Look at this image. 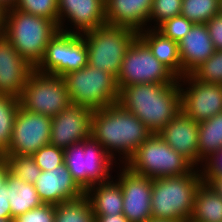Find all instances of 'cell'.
<instances>
[{
	"instance_id": "obj_12",
	"label": "cell",
	"mask_w": 222,
	"mask_h": 222,
	"mask_svg": "<svg viewBox=\"0 0 222 222\" xmlns=\"http://www.w3.org/2000/svg\"><path fill=\"white\" fill-rule=\"evenodd\" d=\"M51 126V117L27 111L20 105L14 119L9 148L2 155L32 156L49 144Z\"/></svg>"
},
{
	"instance_id": "obj_29",
	"label": "cell",
	"mask_w": 222,
	"mask_h": 222,
	"mask_svg": "<svg viewBox=\"0 0 222 222\" xmlns=\"http://www.w3.org/2000/svg\"><path fill=\"white\" fill-rule=\"evenodd\" d=\"M220 0H183L181 15L196 23L206 24L219 14Z\"/></svg>"
},
{
	"instance_id": "obj_21",
	"label": "cell",
	"mask_w": 222,
	"mask_h": 222,
	"mask_svg": "<svg viewBox=\"0 0 222 222\" xmlns=\"http://www.w3.org/2000/svg\"><path fill=\"white\" fill-rule=\"evenodd\" d=\"M182 77L190 75L216 51L206 24L196 23L178 42Z\"/></svg>"
},
{
	"instance_id": "obj_9",
	"label": "cell",
	"mask_w": 222,
	"mask_h": 222,
	"mask_svg": "<svg viewBox=\"0 0 222 222\" xmlns=\"http://www.w3.org/2000/svg\"><path fill=\"white\" fill-rule=\"evenodd\" d=\"M71 103L63 77L34 69L26 82L20 105L27 111L49 117L58 115Z\"/></svg>"
},
{
	"instance_id": "obj_23",
	"label": "cell",
	"mask_w": 222,
	"mask_h": 222,
	"mask_svg": "<svg viewBox=\"0 0 222 222\" xmlns=\"http://www.w3.org/2000/svg\"><path fill=\"white\" fill-rule=\"evenodd\" d=\"M85 195L95 215L123 214L122 189L114 177L107 182L94 184Z\"/></svg>"
},
{
	"instance_id": "obj_25",
	"label": "cell",
	"mask_w": 222,
	"mask_h": 222,
	"mask_svg": "<svg viewBox=\"0 0 222 222\" xmlns=\"http://www.w3.org/2000/svg\"><path fill=\"white\" fill-rule=\"evenodd\" d=\"M188 222H222V196L203 181L196 190Z\"/></svg>"
},
{
	"instance_id": "obj_37",
	"label": "cell",
	"mask_w": 222,
	"mask_h": 222,
	"mask_svg": "<svg viewBox=\"0 0 222 222\" xmlns=\"http://www.w3.org/2000/svg\"><path fill=\"white\" fill-rule=\"evenodd\" d=\"M199 169L201 177L222 176V146L217 152L205 159Z\"/></svg>"
},
{
	"instance_id": "obj_28",
	"label": "cell",
	"mask_w": 222,
	"mask_h": 222,
	"mask_svg": "<svg viewBox=\"0 0 222 222\" xmlns=\"http://www.w3.org/2000/svg\"><path fill=\"white\" fill-rule=\"evenodd\" d=\"M20 98L0 94V156L9 148Z\"/></svg>"
},
{
	"instance_id": "obj_22",
	"label": "cell",
	"mask_w": 222,
	"mask_h": 222,
	"mask_svg": "<svg viewBox=\"0 0 222 222\" xmlns=\"http://www.w3.org/2000/svg\"><path fill=\"white\" fill-rule=\"evenodd\" d=\"M138 37L148 46L154 57L178 79L182 77V65L178 42L165 37L157 29L147 28Z\"/></svg>"
},
{
	"instance_id": "obj_8",
	"label": "cell",
	"mask_w": 222,
	"mask_h": 222,
	"mask_svg": "<svg viewBox=\"0 0 222 222\" xmlns=\"http://www.w3.org/2000/svg\"><path fill=\"white\" fill-rule=\"evenodd\" d=\"M88 48V64L116 78L127 49L138 33L126 27L103 24L82 34Z\"/></svg>"
},
{
	"instance_id": "obj_13",
	"label": "cell",
	"mask_w": 222,
	"mask_h": 222,
	"mask_svg": "<svg viewBox=\"0 0 222 222\" xmlns=\"http://www.w3.org/2000/svg\"><path fill=\"white\" fill-rule=\"evenodd\" d=\"M181 111L197 123L222 112L221 84L204 83L191 74L179 78Z\"/></svg>"
},
{
	"instance_id": "obj_27",
	"label": "cell",
	"mask_w": 222,
	"mask_h": 222,
	"mask_svg": "<svg viewBox=\"0 0 222 222\" xmlns=\"http://www.w3.org/2000/svg\"><path fill=\"white\" fill-rule=\"evenodd\" d=\"M54 222H95L88 197L84 194L75 200L55 205Z\"/></svg>"
},
{
	"instance_id": "obj_4",
	"label": "cell",
	"mask_w": 222,
	"mask_h": 222,
	"mask_svg": "<svg viewBox=\"0 0 222 222\" xmlns=\"http://www.w3.org/2000/svg\"><path fill=\"white\" fill-rule=\"evenodd\" d=\"M199 168L189 174L153 179L151 196L152 219L183 220L188 222L195 193L202 182Z\"/></svg>"
},
{
	"instance_id": "obj_40",
	"label": "cell",
	"mask_w": 222,
	"mask_h": 222,
	"mask_svg": "<svg viewBox=\"0 0 222 222\" xmlns=\"http://www.w3.org/2000/svg\"><path fill=\"white\" fill-rule=\"evenodd\" d=\"M203 182L210 186L217 194L222 196V176L202 177Z\"/></svg>"
},
{
	"instance_id": "obj_39",
	"label": "cell",
	"mask_w": 222,
	"mask_h": 222,
	"mask_svg": "<svg viewBox=\"0 0 222 222\" xmlns=\"http://www.w3.org/2000/svg\"><path fill=\"white\" fill-rule=\"evenodd\" d=\"M8 187L3 185L0 191V218H12L8 199Z\"/></svg>"
},
{
	"instance_id": "obj_10",
	"label": "cell",
	"mask_w": 222,
	"mask_h": 222,
	"mask_svg": "<svg viewBox=\"0 0 222 222\" xmlns=\"http://www.w3.org/2000/svg\"><path fill=\"white\" fill-rule=\"evenodd\" d=\"M178 78L159 62L148 46L137 36L127 49L117 77L119 91L144 83L170 84Z\"/></svg>"
},
{
	"instance_id": "obj_46",
	"label": "cell",
	"mask_w": 222,
	"mask_h": 222,
	"mask_svg": "<svg viewBox=\"0 0 222 222\" xmlns=\"http://www.w3.org/2000/svg\"><path fill=\"white\" fill-rule=\"evenodd\" d=\"M3 22V10L0 8V25H2Z\"/></svg>"
},
{
	"instance_id": "obj_32",
	"label": "cell",
	"mask_w": 222,
	"mask_h": 222,
	"mask_svg": "<svg viewBox=\"0 0 222 222\" xmlns=\"http://www.w3.org/2000/svg\"><path fill=\"white\" fill-rule=\"evenodd\" d=\"M191 75L204 83L222 84V50H216Z\"/></svg>"
},
{
	"instance_id": "obj_11",
	"label": "cell",
	"mask_w": 222,
	"mask_h": 222,
	"mask_svg": "<svg viewBox=\"0 0 222 222\" xmlns=\"http://www.w3.org/2000/svg\"><path fill=\"white\" fill-rule=\"evenodd\" d=\"M88 64V48L82 34L58 31L49 41L44 57L35 68L40 73L63 77Z\"/></svg>"
},
{
	"instance_id": "obj_42",
	"label": "cell",
	"mask_w": 222,
	"mask_h": 222,
	"mask_svg": "<svg viewBox=\"0 0 222 222\" xmlns=\"http://www.w3.org/2000/svg\"><path fill=\"white\" fill-rule=\"evenodd\" d=\"M10 169L4 158L0 157V191L1 187L6 184Z\"/></svg>"
},
{
	"instance_id": "obj_7",
	"label": "cell",
	"mask_w": 222,
	"mask_h": 222,
	"mask_svg": "<svg viewBox=\"0 0 222 222\" xmlns=\"http://www.w3.org/2000/svg\"><path fill=\"white\" fill-rule=\"evenodd\" d=\"M131 171L157 179L189 174L195 167L157 133L144 141L125 163Z\"/></svg>"
},
{
	"instance_id": "obj_6",
	"label": "cell",
	"mask_w": 222,
	"mask_h": 222,
	"mask_svg": "<svg viewBox=\"0 0 222 222\" xmlns=\"http://www.w3.org/2000/svg\"><path fill=\"white\" fill-rule=\"evenodd\" d=\"M71 103L100 110L118 103L117 78L87 64L63 76Z\"/></svg>"
},
{
	"instance_id": "obj_47",
	"label": "cell",
	"mask_w": 222,
	"mask_h": 222,
	"mask_svg": "<svg viewBox=\"0 0 222 222\" xmlns=\"http://www.w3.org/2000/svg\"><path fill=\"white\" fill-rule=\"evenodd\" d=\"M219 14L222 16V0H220L219 4Z\"/></svg>"
},
{
	"instance_id": "obj_15",
	"label": "cell",
	"mask_w": 222,
	"mask_h": 222,
	"mask_svg": "<svg viewBox=\"0 0 222 222\" xmlns=\"http://www.w3.org/2000/svg\"><path fill=\"white\" fill-rule=\"evenodd\" d=\"M59 30L83 34L106 24L104 0H57Z\"/></svg>"
},
{
	"instance_id": "obj_44",
	"label": "cell",
	"mask_w": 222,
	"mask_h": 222,
	"mask_svg": "<svg viewBox=\"0 0 222 222\" xmlns=\"http://www.w3.org/2000/svg\"><path fill=\"white\" fill-rule=\"evenodd\" d=\"M147 222H186V221H183V220H165V219H150L149 221Z\"/></svg>"
},
{
	"instance_id": "obj_2",
	"label": "cell",
	"mask_w": 222,
	"mask_h": 222,
	"mask_svg": "<svg viewBox=\"0 0 222 222\" xmlns=\"http://www.w3.org/2000/svg\"><path fill=\"white\" fill-rule=\"evenodd\" d=\"M118 103L152 133H159L181 111L179 79L170 84L128 85L119 91Z\"/></svg>"
},
{
	"instance_id": "obj_36",
	"label": "cell",
	"mask_w": 222,
	"mask_h": 222,
	"mask_svg": "<svg viewBox=\"0 0 222 222\" xmlns=\"http://www.w3.org/2000/svg\"><path fill=\"white\" fill-rule=\"evenodd\" d=\"M55 205L42 204L17 216L13 222H54Z\"/></svg>"
},
{
	"instance_id": "obj_43",
	"label": "cell",
	"mask_w": 222,
	"mask_h": 222,
	"mask_svg": "<svg viewBox=\"0 0 222 222\" xmlns=\"http://www.w3.org/2000/svg\"><path fill=\"white\" fill-rule=\"evenodd\" d=\"M16 4L17 0H0V8L3 11L14 8Z\"/></svg>"
},
{
	"instance_id": "obj_41",
	"label": "cell",
	"mask_w": 222,
	"mask_h": 222,
	"mask_svg": "<svg viewBox=\"0 0 222 222\" xmlns=\"http://www.w3.org/2000/svg\"><path fill=\"white\" fill-rule=\"evenodd\" d=\"M95 222H130L123 214L95 215Z\"/></svg>"
},
{
	"instance_id": "obj_35",
	"label": "cell",
	"mask_w": 222,
	"mask_h": 222,
	"mask_svg": "<svg viewBox=\"0 0 222 222\" xmlns=\"http://www.w3.org/2000/svg\"><path fill=\"white\" fill-rule=\"evenodd\" d=\"M193 25L194 23L186 17L178 15L166 20L157 28V30L165 37L170 38L175 42H179L191 30Z\"/></svg>"
},
{
	"instance_id": "obj_38",
	"label": "cell",
	"mask_w": 222,
	"mask_h": 222,
	"mask_svg": "<svg viewBox=\"0 0 222 222\" xmlns=\"http://www.w3.org/2000/svg\"><path fill=\"white\" fill-rule=\"evenodd\" d=\"M206 25L215 50H222V16L216 15Z\"/></svg>"
},
{
	"instance_id": "obj_48",
	"label": "cell",
	"mask_w": 222,
	"mask_h": 222,
	"mask_svg": "<svg viewBox=\"0 0 222 222\" xmlns=\"http://www.w3.org/2000/svg\"><path fill=\"white\" fill-rule=\"evenodd\" d=\"M2 33V25H0V34Z\"/></svg>"
},
{
	"instance_id": "obj_45",
	"label": "cell",
	"mask_w": 222,
	"mask_h": 222,
	"mask_svg": "<svg viewBox=\"0 0 222 222\" xmlns=\"http://www.w3.org/2000/svg\"><path fill=\"white\" fill-rule=\"evenodd\" d=\"M13 218H0V222H13Z\"/></svg>"
},
{
	"instance_id": "obj_34",
	"label": "cell",
	"mask_w": 222,
	"mask_h": 222,
	"mask_svg": "<svg viewBox=\"0 0 222 222\" xmlns=\"http://www.w3.org/2000/svg\"><path fill=\"white\" fill-rule=\"evenodd\" d=\"M41 171H50L64 163V149L46 144L32 155Z\"/></svg>"
},
{
	"instance_id": "obj_16",
	"label": "cell",
	"mask_w": 222,
	"mask_h": 222,
	"mask_svg": "<svg viewBox=\"0 0 222 222\" xmlns=\"http://www.w3.org/2000/svg\"><path fill=\"white\" fill-rule=\"evenodd\" d=\"M93 110L70 103L58 115L52 117L50 144L68 148L91 137Z\"/></svg>"
},
{
	"instance_id": "obj_20",
	"label": "cell",
	"mask_w": 222,
	"mask_h": 222,
	"mask_svg": "<svg viewBox=\"0 0 222 222\" xmlns=\"http://www.w3.org/2000/svg\"><path fill=\"white\" fill-rule=\"evenodd\" d=\"M153 0H107V24L126 27L139 33L148 28Z\"/></svg>"
},
{
	"instance_id": "obj_30",
	"label": "cell",
	"mask_w": 222,
	"mask_h": 222,
	"mask_svg": "<svg viewBox=\"0 0 222 222\" xmlns=\"http://www.w3.org/2000/svg\"><path fill=\"white\" fill-rule=\"evenodd\" d=\"M8 163L10 173L24 182L34 184L40 176L41 169L32 156L1 155Z\"/></svg>"
},
{
	"instance_id": "obj_3",
	"label": "cell",
	"mask_w": 222,
	"mask_h": 222,
	"mask_svg": "<svg viewBox=\"0 0 222 222\" xmlns=\"http://www.w3.org/2000/svg\"><path fill=\"white\" fill-rule=\"evenodd\" d=\"M59 31L56 22L19 9L3 11L2 33L33 67L42 61L49 41Z\"/></svg>"
},
{
	"instance_id": "obj_18",
	"label": "cell",
	"mask_w": 222,
	"mask_h": 222,
	"mask_svg": "<svg viewBox=\"0 0 222 222\" xmlns=\"http://www.w3.org/2000/svg\"><path fill=\"white\" fill-rule=\"evenodd\" d=\"M34 187L43 204L57 205L85 194L72 178L65 163L50 171H41Z\"/></svg>"
},
{
	"instance_id": "obj_1",
	"label": "cell",
	"mask_w": 222,
	"mask_h": 222,
	"mask_svg": "<svg viewBox=\"0 0 222 222\" xmlns=\"http://www.w3.org/2000/svg\"><path fill=\"white\" fill-rule=\"evenodd\" d=\"M151 135L152 132L146 125L119 103L93 111L91 137L99 142L119 165H125Z\"/></svg>"
},
{
	"instance_id": "obj_33",
	"label": "cell",
	"mask_w": 222,
	"mask_h": 222,
	"mask_svg": "<svg viewBox=\"0 0 222 222\" xmlns=\"http://www.w3.org/2000/svg\"><path fill=\"white\" fill-rule=\"evenodd\" d=\"M15 8L35 16L45 17L58 24L57 0H17Z\"/></svg>"
},
{
	"instance_id": "obj_5",
	"label": "cell",
	"mask_w": 222,
	"mask_h": 222,
	"mask_svg": "<svg viewBox=\"0 0 222 222\" xmlns=\"http://www.w3.org/2000/svg\"><path fill=\"white\" fill-rule=\"evenodd\" d=\"M64 163L84 192L94 184L111 180L119 165L92 137L65 148Z\"/></svg>"
},
{
	"instance_id": "obj_24",
	"label": "cell",
	"mask_w": 222,
	"mask_h": 222,
	"mask_svg": "<svg viewBox=\"0 0 222 222\" xmlns=\"http://www.w3.org/2000/svg\"><path fill=\"white\" fill-rule=\"evenodd\" d=\"M6 185L13 219L43 204L34 184L24 182L9 172Z\"/></svg>"
},
{
	"instance_id": "obj_17",
	"label": "cell",
	"mask_w": 222,
	"mask_h": 222,
	"mask_svg": "<svg viewBox=\"0 0 222 222\" xmlns=\"http://www.w3.org/2000/svg\"><path fill=\"white\" fill-rule=\"evenodd\" d=\"M33 68L0 34V94L20 98Z\"/></svg>"
},
{
	"instance_id": "obj_19",
	"label": "cell",
	"mask_w": 222,
	"mask_h": 222,
	"mask_svg": "<svg viewBox=\"0 0 222 222\" xmlns=\"http://www.w3.org/2000/svg\"><path fill=\"white\" fill-rule=\"evenodd\" d=\"M172 149L199 168L198 123L180 111L157 133Z\"/></svg>"
},
{
	"instance_id": "obj_31",
	"label": "cell",
	"mask_w": 222,
	"mask_h": 222,
	"mask_svg": "<svg viewBox=\"0 0 222 222\" xmlns=\"http://www.w3.org/2000/svg\"><path fill=\"white\" fill-rule=\"evenodd\" d=\"M182 1L183 0H153L148 28L157 29L166 20L181 15Z\"/></svg>"
},
{
	"instance_id": "obj_26",
	"label": "cell",
	"mask_w": 222,
	"mask_h": 222,
	"mask_svg": "<svg viewBox=\"0 0 222 222\" xmlns=\"http://www.w3.org/2000/svg\"><path fill=\"white\" fill-rule=\"evenodd\" d=\"M222 146V112L198 123L199 168Z\"/></svg>"
},
{
	"instance_id": "obj_14",
	"label": "cell",
	"mask_w": 222,
	"mask_h": 222,
	"mask_svg": "<svg viewBox=\"0 0 222 222\" xmlns=\"http://www.w3.org/2000/svg\"><path fill=\"white\" fill-rule=\"evenodd\" d=\"M114 178L123 194V215L130 222H147L152 219V178L139 175L125 165L115 168Z\"/></svg>"
}]
</instances>
